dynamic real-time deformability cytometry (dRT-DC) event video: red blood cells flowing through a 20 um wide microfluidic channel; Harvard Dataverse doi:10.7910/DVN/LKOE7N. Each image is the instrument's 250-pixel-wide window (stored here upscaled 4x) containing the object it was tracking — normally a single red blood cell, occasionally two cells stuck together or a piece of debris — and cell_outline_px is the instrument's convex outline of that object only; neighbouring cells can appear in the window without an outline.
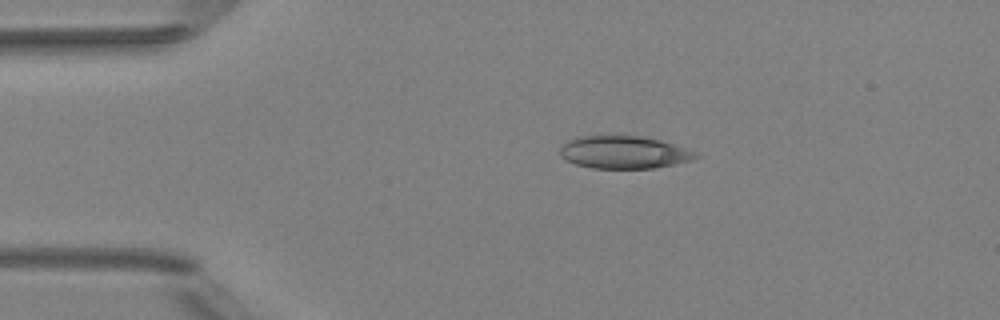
{"species": "Egyptian fruit bat (a non-hibernating species)", "species_latin": "Rousettus aegyptiacus", "temperature_condition": "room temperature", "stored_images_in_passage": 2, "camera_frame_rate_fps": 3000, "um_per_image_px": 0.085, "animal": {"sex": "female"}, "frame": {"image": 1, "passage_image": 1, "time_ms": 0.0, "image_size_px": [1000, 320], "cell_outline_px": [[700, 156], [692, 160], [652, 168], [592, 168], [576, 164], [560, 156], [560, 148], [572, 136], [640, 136], [660, 140], [696, 152]], "centroid_in_image_um": [53.0, 12.94], "position_along_channel_um": 32.0, "area_um2": 25.55}}